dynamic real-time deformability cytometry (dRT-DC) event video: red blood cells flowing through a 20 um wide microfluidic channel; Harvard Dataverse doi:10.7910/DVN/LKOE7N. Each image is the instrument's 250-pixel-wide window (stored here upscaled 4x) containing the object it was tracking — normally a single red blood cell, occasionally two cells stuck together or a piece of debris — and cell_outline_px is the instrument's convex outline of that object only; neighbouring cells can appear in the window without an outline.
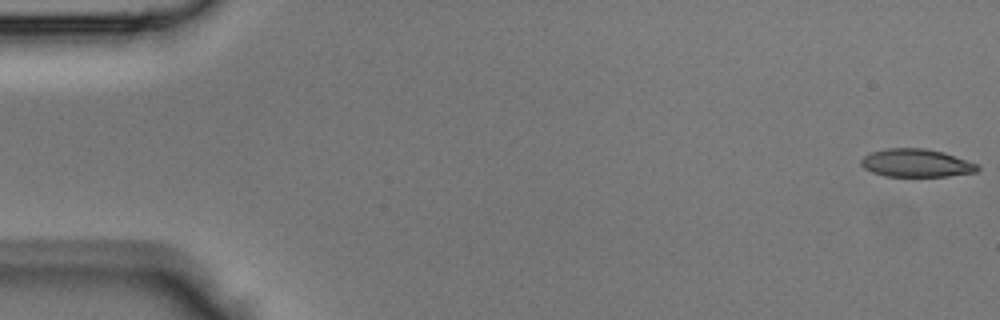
{"species": "Egyptian fruit bat (a non-hibernating species)", "species_latin": "Rousettus aegyptiacus", "temperature_condition": "room temperature", "stored_images_in_passage": 45, "camera_frame_rate_fps": 3000, "um_per_image_px": 0.085, "animal": {"sex": "male"}, "frame": {"image": 1, "passage_image": 1, "time_ms": 0.0, "image_size_px": [1000, 320], "cell_outline_px": [[980, 168], [976, 172], [948, 176], [884, 176], [872, 172], [864, 168], [860, 164], [860, 160], [864, 156], [872, 152], [888, 148], [924, 148], [944, 152], [976, 164]], "centroid_in_image_um": [77.86, 13.86], "position_along_channel_um": 7.1, "area_um2": 18.9}}
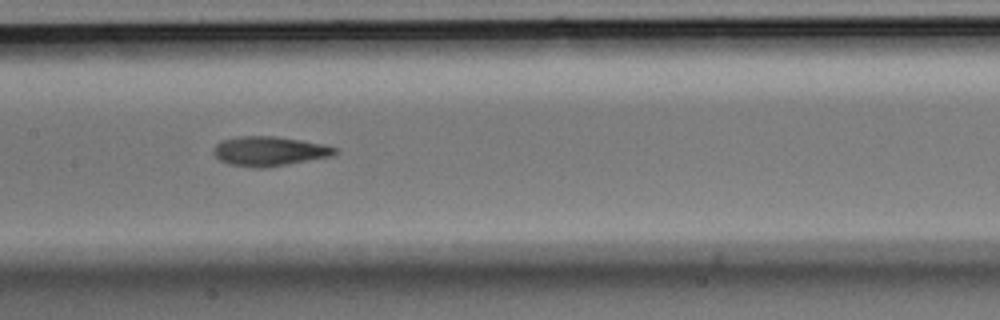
{"frame": {"image": 2, "passage_image": 22, "time_ms": 7.0, "image_size_px": [1000, 320], "cell_outline_px": [[340, 152], [336, 156], [264, 168], [252, 168], [228, 164], [220, 160], [212, 152], [212, 148], [220, 140], [236, 136], [276, 136], [324, 144], [340, 148]], "centroid_in_image_um": [22.93, 12.85], "position_along_channel_um": 184.5, "area_um2": 21.44}}
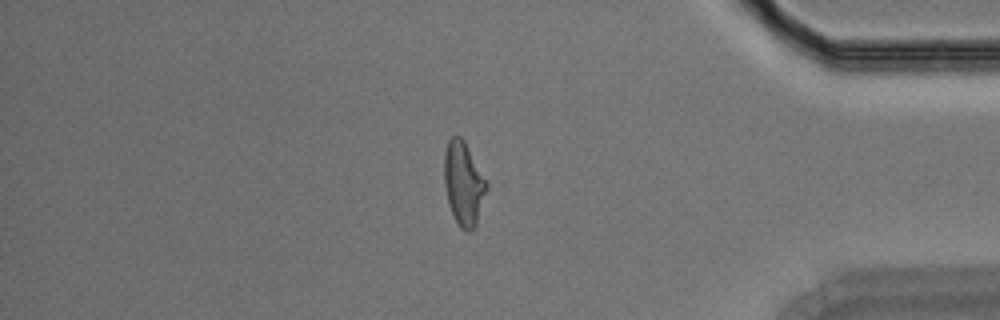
{"frame": {"image": 3, "passage_image": 38, "time_ms": 12.333, "image_size_px": [1000, 320], "cell_outline_px": [[488, 188], [476, 224], [472, 232], [464, 232], [460, 228], [448, 204], [444, 184], [444, 156], [448, 140], [452, 136], [460, 136], [464, 140], [488, 184]], "centroid_in_image_um": [39.4, 15.63], "position_along_channel_um": 395.8, "area_um2": 20.63}}